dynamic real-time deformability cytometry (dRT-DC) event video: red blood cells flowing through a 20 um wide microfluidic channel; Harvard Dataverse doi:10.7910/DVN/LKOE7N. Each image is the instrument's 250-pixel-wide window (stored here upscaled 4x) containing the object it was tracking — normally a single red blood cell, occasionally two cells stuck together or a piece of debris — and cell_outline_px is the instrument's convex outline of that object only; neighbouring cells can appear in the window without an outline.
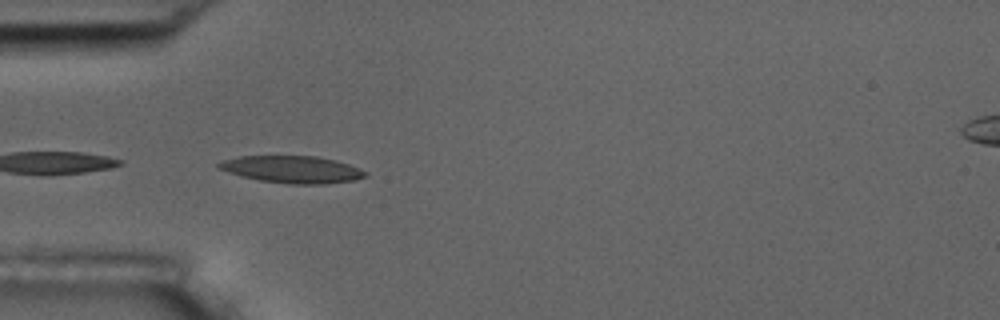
{"species": "common noctule bat (a hibernating species)", "species_latin": "Nyctalus noctula", "temperature_condition": "room temperature", "stored_images_in_passage": 10, "camera_frame_rate_fps": 3000, "um_per_image_px": 0.085, "animal": {"sex": "male", "body_mass_g": 17.5, "forearm_length_mm": 52.3}, "frame": {"image": 1, "passage_image": 7, "time_ms": 2.0, "image_size_px": [1000, 320], "cell_outline_px": [[368, 176], [356, 180], [324, 184], [292, 184], [260, 180], [240, 176], [216, 168], [216, 164], [224, 160], [240, 156], [316, 156], [336, 160], [360, 168], [368, 172]], "centroid_in_image_um": [24.86, 14.4], "position_along_channel_um": 60.1, "area_um2": 23.29}}